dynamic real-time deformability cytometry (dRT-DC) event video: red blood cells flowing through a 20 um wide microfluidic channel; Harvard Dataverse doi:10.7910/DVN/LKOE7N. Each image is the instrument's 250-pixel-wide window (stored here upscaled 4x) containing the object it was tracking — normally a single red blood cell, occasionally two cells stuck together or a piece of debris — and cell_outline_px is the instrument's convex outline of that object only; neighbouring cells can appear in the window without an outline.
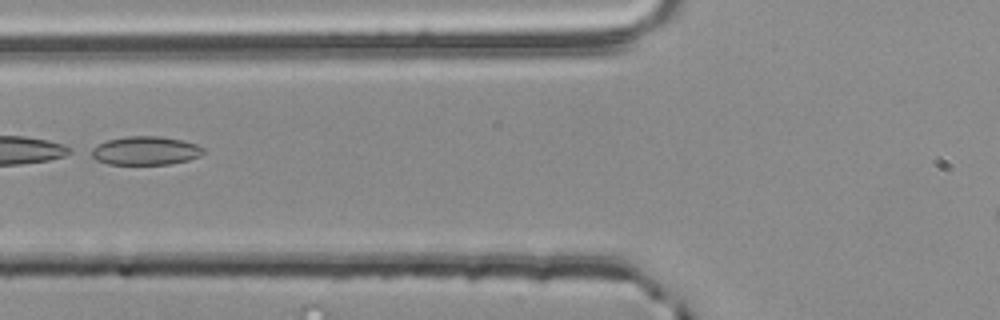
{"species": "common noctule bat (a hibernating species)", "species_latin": "Nyctalus noctula", "temperature_condition": "room temperature", "stored_images_in_passage": 4, "segment_of_instrument_passage": [2, 2], "camera_frame_rate_fps": 3000, "um_per_image_px": 0.085, "animal": {"sex": "male", "body_mass_g": 20.4}, "frame": {"image": 1, "passage_image": 4, "time_ms": 1.0, "image_size_px": [1000, 320], "cell_outline_px": [[204, 152], [200, 156], [188, 160], [168, 164], [108, 164], [96, 160], [84, 152], [88, 148], [96, 144], [108, 140], [128, 136], [160, 136], [180, 140], [196, 144], [204, 148]], "centroid_in_image_um": [12.26, 12.81], "position_along_channel_um": 113.5, "area_um2": 18.96}}